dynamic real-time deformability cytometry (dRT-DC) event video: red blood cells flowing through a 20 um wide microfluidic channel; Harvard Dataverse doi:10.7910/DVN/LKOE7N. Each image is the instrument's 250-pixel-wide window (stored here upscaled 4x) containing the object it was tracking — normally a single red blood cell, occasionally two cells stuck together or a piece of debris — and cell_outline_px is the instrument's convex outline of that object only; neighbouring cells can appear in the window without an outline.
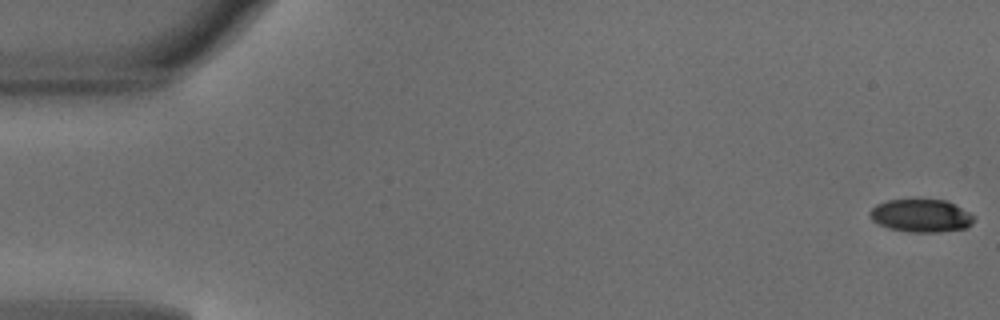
{"species": "common noctule bat (a hibernating species)", "species_latin": "Nyctalus noctula", "temperature_condition": "warm", "stored_images_in_passage": 46, "camera_frame_rate_fps": 3000, "um_per_image_px": 0.085, "animal": {"sex": "male", "body_mass_g": 18.8}, "frame": {"image": 1, "passage_image": 1, "time_ms": 0.0, "image_size_px": [1000, 320], "cell_outline_px": [[976, 216], [972, 224], [964, 228], [940, 232], [908, 232], [888, 228], [872, 220], [868, 212], [876, 204], [888, 200], [944, 200], [956, 204]], "centroid_in_image_um": [78.31, 18.33], "position_along_channel_um": 6.7, "area_um2": 20.0}}
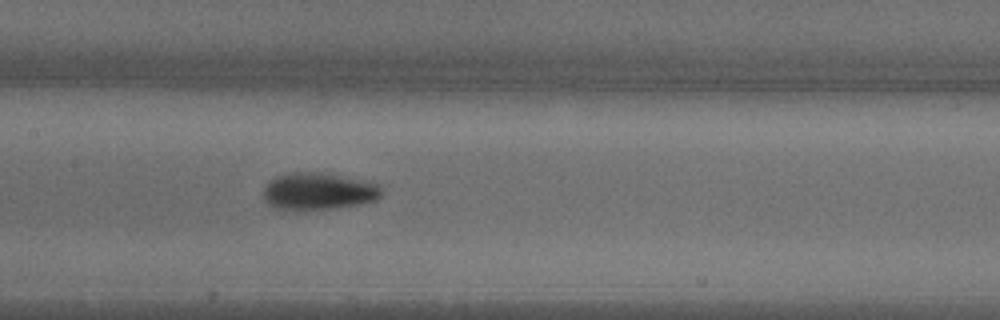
{"frame": {"image": 2, "passage_image": 24, "time_ms": 7.667, "image_size_px": [1000, 320], "cell_outline_px": [[384, 192], [376, 200], [364, 204], [332, 208], [296, 212], [272, 208], [264, 200], [264, 188], [276, 176], [288, 172], [320, 172], [368, 180], [380, 184], [384, 188]], "centroid_in_image_um": [27.11, 16.28], "position_along_channel_um": 180.3, "area_um2": 26.47}}
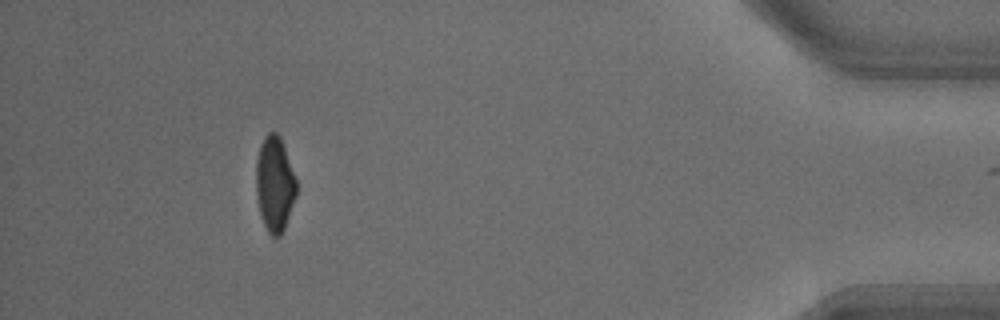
{"frame": {"image": 3, "passage_image": 45, "time_ms": 14.667, "image_size_px": [1000, 320], "cell_outline_px": [[296, 196], [284, 228], [280, 236], [276, 240], [268, 232], [260, 216], [256, 192], [256, 164], [260, 144], [264, 136], [268, 132], [276, 132], [280, 136], [296, 180]], "centroid_in_image_um": [23.33, 15.66], "position_along_channel_um": 411.9, "area_um2": 22.31}, "authors_computed_cell_mechanics": {"area_um2": 23.12, "velocity_mm_per_s": 4.1549, "shape_relaxation_time_tau1_ms": 2.9273, "shape_relaxation_time_tau2_ms": 2.4672, "deformation_change_tau1": 0.1401, "deformation_change_tau2": 0.0693}}